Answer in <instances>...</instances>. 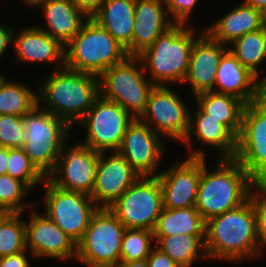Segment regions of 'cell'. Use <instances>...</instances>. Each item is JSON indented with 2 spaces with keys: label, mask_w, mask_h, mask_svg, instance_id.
I'll return each instance as SVG.
<instances>
[{
  "label": "cell",
  "mask_w": 266,
  "mask_h": 267,
  "mask_svg": "<svg viewBox=\"0 0 266 267\" xmlns=\"http://www.w3.org/2000/svg\"><path fill=\"white\" fill-rule=\"evenodd\" d=\"M252 187L266 190V163L251 177Z\"/></svg>",
  "instance_id": "obj_44"
},
{
  "label": "cell",
  "mask_w": 266,
  "mask_h": 267,
  "mask_svg": "<svg viewBox=\"0 0 266 267\" xmlns=\"http://www.w3.org/2000/svg\"><path fill=\"white\" fill-rule=\"evenodd\" d=\"M265 14L242 3L214 22L205 31L213 40L224 45L233 43L241 36L264 28Z\"/></svg>",
  "instance_id": "obj_23"
},
{
  "label": "cell",
  "mask_w": 266,
  "mask_h": 267,
  "mask_svg": "<svg viewBox=\"0 0 266 267\" xmlns=\"http://www.w3.org/2000/svg\"><path fill=\"white\" fill-rule=\"evenodd\" d=\"M151 240H155L153 231L126 229L121 243L120 262L147 259L153 249Z\"/></svg>",
  "instance_id": "obj_32"
},
{
  "label": "cell",
  "mask_w": 266,
  "mask_h": 267,
  "mask_svg": "<svg viewBox=\"0 0 266 267\" xmlns=\"http://www.w3.org/2000/svg\"><path fill=\"white\" fill-rule=\"evenodd\" d=\"M133 120L118 103L100 95L77 123L87 130L86 140L81 143L98 152L117 151L127 126Z\"/></svg>",
  "instance_id": "obj_11"
},
{
  "label": "cell",
  "mask_w": 266,
  "mask_h": 267,
  "mask_svg": "<svg viewBox=\"0 0 266 267\" xmlns=\"http://www.w3.org/2000/svg\"><path fill=\"white\" fill-rule=\"evenodd\" d=\"M255 103L266 113V84L260 88Z\"/></svg>",
  "instance_id": "obj_46"
},
{
  "label": "cell",
  "mask_w": 266,
  "mask_h": 267,
  "mask_svg": "<svg viewBox=\"0 0 266 267\" xmlns=\"http://www.w3.org/2000/svg\"><path fill=\"white\" fill-rule=\"evenodd\" d=\"M6 174L21 180L30 189L46 180V176L35 166L22 148H8Z\"/></svg>",
  "instance_id": "obj_33"
},
{
  "label": "cell",
  "mask_w": 266,
  "mask_h": 267,
  "mask_svg": "<svg viewBox=\"0 0 266 267\" xmlns=\"http://www.w3.org/2000/svg\"><path fill=\"white\" fill-rule=\"evenodd\" d=\"M163 5L164 0H135L132 56H138L150 47L174 24L171 18H166L169 16Z\"/></svg>",
  "instance_id": "obj_21"
},
{
  "label": "cell",
  "mask_w": 266,
  "mask_h": 267,
  "mask_svg": "<svg viewBox=\"0 0 266 267\" xmlns=\"http://www.w3.org/2000/svg\"><path fill=\"white\" fill-rule=\"evenodd\" d=\"M194 29L185 24L174 23L138 55L144 70H149V80L154 85L183 83L189 69L192 45L200 36L194 33Z\"/></svg>",
  "instance_id": "obj_4"
},
{
  "label": "cell",
  "mask_w": 266,
  "mask_h": 267,
  "mask_svg": "<svg viewBox=\"0 0 266 267\" xmlns=\"http://www.w3.org/2000/svg\"><path fill=\"white\" fill-rule=\"evenodd\" d=\"M197 108L194 118L190 113L189 129L182 141L190 152L188 157L206 158L202 150H192L190 137L193 134L198 141L218 148L219 159H234L237 151V137L219 120L210 118V115L204 113L198 106Z\"/></svg>",
  "instance_id": "obj_19"
},
{
  "label": "cell",
  "mask_w": 266,
  "mask_h": 267,
  "mask_svg": "<svg viewBox=\"0 0 266 267\" xmlns=\"http://www.w3.org/2000/svg\"><path fill=\"white\" fill-rule=\"evenodd\" d=\"M228 46L213 40L204 30L194 41L189 69L184 83H188L194 96L215 89L217 68Z\"/></svg>",
  "instance_id": "obj_18"
},
{
  "label": "cell",
  "mask_w": 266,
  "mask_h": 267,
  "mask_svg": "<svg viewBox=\"0 0 266 267\" xmlns=\"http://www.w3.org/2000/svg\"><path fill=\"white\" fill-rule=\"evenodd\" d=\"M264 84H266V76L258 79L228 49L217 68L213 91L234 95L246 104H251L255 103L258 92Z\"/></svg>",
  "instance_id": "obj_20"
},
{
  "label": "cell",
  "mask_w": 266,
  "mask_h": 267,
  "mask_svg": "<svg viewBox=\"0 0 266 267\" xmlns=\"http://www.w3.org/2000/svg\"><path fill=\"white\" fill-rule=\"evenodd\" d=\"M47 27L41 28L66 46L86 22L83 14L71 0H49L40 4Z\"/></svg>",
  "instance_id": "obj_24"
},
{
  "label": "cell",
  "mask_w": 266,
  "mask_h": 267,
  "mask_svg": "<svg viewBox=\"0 0 266 267\" xmlns=\"http://www.w3.org/2000/svg\"><path fill=\"white\" fill-rule=\"evenodd\" d=\"M146 260L148 267H180L156 246L152 249Z\"/></svg>",
  "instance_id": "obj_40"
},
{
  "label": "cell",
  "mask_w": 266,
  "mask_h": 267,
  "mask_svg": "<svg viewBox=\"0 0 266 267\" xmlns=\"http://www.w3.org/2000/svg\"><path fill=\"white\" fill-rule=\"evenodd\" d=\"M37 104V92L25 84L5 79L0 85V115L24 117Z\"/></svg>",
  "instance_id": "obj_30"
},
{
  "label": "cell",
  "mask_w": 266,
  "mask_h": 267,
  "mask_svg": "<svg viewBox=\"0 0 266 267\" xmlns=\"http://www.w3.org/2000/svg\"><path fill=\"white\" fill-rule=\"evenodd\" d=\"M62 146L54 169L46 176V179L54 186L64 190L92 194L94 189L96 172L100 152L87 147L83 143H77L72 147Z\"/></svg>",
  "instance_id": "obj_13"
},
{
  "label": "cell",
  "mask_w": 266,
  "mask_h": 267,
  "mask_svg": "<svg viewBox=\"0 0 266 267\" xmlns=\"http://www.w3.org/2000/svg\"><path fill=\"white\" fill-rule=\"evenodd\" d=\"M27 4V6H39L41 3L49 1V0H22Z\"/></svg>",
  "instance_id": "obj_49"
},
{
  "label": "cell",
  "mask_w": 266,
  "mask_h": 267,
  "mask_svg": "<svg viewBox=\"0 0 266 267\" xmlns=\"http://www.w3.org/2000/svg\"><path fill=\"white\" fill-rule=\"evenodd\" d=\"M29 190L21 180L9 174L0 175V209L8 213H23L24 209L32 208V204L23 203Z\"/></svg>",
  "instance_id": "obj_34"
},
{
  "label": "cell",
  "mask_w": 266,
  "mask_h": 267,
  "mask_svg": "<svg viewBox=\"0 0 266 267\" xmlns=\"http://www.w3.org/2000/svg\"><path fill=\"white\" fill-rule=\"evenodd\" d=\"M31 212L29 223H25L27 250L40 258L66 260L76 257V243L45 214Z\"/></svg>",
  "instance_id": "obj_17"
},
{
  "label": "cell",
  "mask_w": 266,
  "mask_h": 267,
  "mask_svg": "<svg viewBox=\"0 0 266 267\" xmlns=\"http://www.w3.org/2000/svg\"><path fill=\"white\" fill-rule=\"evenodd\" d=\"M197 106L210 118L219 120L237 138L242 127V116L246 103L231 94L207 91L194 96Z\"/></svg>",
  "instance_id": "obj_26"
},
{
  "label": "cell",
  "mask_w": 266,
  "mask_h": 267,
  "mask_svg": "<svg viewBox=\"0 0 266 267\" xmlns=\"http://www.w3.org/2000/svg\"><path fill=\"white\" fill-rule=\"evenodd\" d=\"M144 72L138 56H127L99 76L100 95L118 103L134 119L140 118L155 86L144 76Z\"/></svg>",
  "instance_id": "obj_7"
},
{
  "label": "cell",
  "mask_w": 266,
  "mask_h": 267,
  "mask_svg": "<svg viewBox=\"0 0 266 267\" xmlns=\"http://www.w3.org/2000/svg\"><path fill=\"white\" fill-rule=\"evenodd\" d=\"M250 197L256 213L257 238L261 256L263 252L261 248L266 246V190L253 188Z\"/></svg>",
  "instance_id": "obj_38"
},
{
  "label": "cell",
  "mask_w": 266,
  "mask_h": 267,
  "mask_svg": "<svg viewBox=\"0 0 266 267\" xmlns=\"http://www.w3.org/2000/svg\"><path fill=\"white\" fill-rule=\"evenodd\" d=\"M127 56L126 49L91 18L65 46V67L100 76Z\"/></svg>",
  "instance_id": "obj_5"
},
{
  "label": "cell",
  "mask_w": 266,
  "mask_h": 267,
  "mask_svg": "<svg viewBox=\"0 0 266 267\" xmlns=\"http://www.w3.org/2000/svg\"><path fill=\"white\" fill-rule=\"evenodd\" d=\"M237 139H266V113L256 104H246Z\"/></svg>",
  "instance_id": "obj_36"
},
{
  "label": "cell",
  "mask_w": 266,
  "mask_h": 267,
  "mask_svg": "<svg viewBox=\"0 0 266 267\" xmlns=\"http://www.w3.org/2000/svg\"><path fill=\"white\" fill-rule=\"evenodd\" d=\"M135 0H105L92 18L107 30L132 56Z\"/></svg>",
  "instance_id": "obj_25"
},
{
  "label": "cell",
  "mask_w": 266,
  "mask_h": 267,
  "mask_svg": "<svg viewBox=\"0 0 266 267\" xmlns=\"http://www.w3.org/2000/svg\"><path fill=\"white\" fill-rule=\"evenodd\" d=\"M25 137L23 117L0 115V146L22 148Z\"/></svg>",
  "instance_id": "obj_37"
},
{
  "label": "cell",
  "mask_w": 266,
  "mask_h": 267,
  "mask_svg": "<svg viewBox=\"0 0 266 267\" xmlns=\"http://www.w3.org/2000/svg\"><path fill=\"white\" fill-rule=\"evenodd\" d=\"M163 208L157 176H140L109 209L126 229L153 231Z\"/></svg>",
  "instance_id": "obj_9"
},
{
  "label": "cell",
  "mask_w": 266,
  "mask_h": 267,
  "mask_svg": "<svg viewBox=\"0 0 266 267\" xmlns=\"http://www.w3.org/2000/svg\"><path fill=\"white\" fill-rule=\"evenodd\" d=\"M205 251L207 259L231 262L259 256L256 213L250 196L240 206L206 222Z\"/></svg>",
  "instance_id": "obj_1"
},
{
  "label": "cell",
  "mask_w": 266,
  "mask_h": 267,
  "mask_svg": "<svg viewBox=\"0 0 266 267\" xmlns=\"http://www.w3.org/2000/svg\"><path fill=\"white\" fill-rule=\"evenodd\" d=\"M264 27L266 28V16H265V22H264Z\"/></svg>",
  "instance_id": "obj_53"
},
{
  "label": "cell",
  "mask_w": 266,
  "mask_h": 267,
  "mask_svg": "<svg viewBox=\"0 0 266 267\" xmlns=\"http://www.w3.org/2000/svg\"><path fill=\"white\" fill-rule=\"evenodd\" d=\"M178 96L166 85H155L139 119L155 133L182 142L189 129L190 109Z\"/></svg>",
  "instance_id": "obj_12"
},
{
  "label": "cell",
  "mask_w": 266,
  "mask_h": 267,
  "mask_svg": "<svg viewBox=\"0 0 266 267\" xmlns=\"http://www.w3.org/2000/svg\"><path fill=\"white\" fill-rule=\"evenodd\" d=\"M6 78L3 76V75H0V85L3 83V81L5 80Z\"/></svg>",
  "instance_id": "obj_52"
},
{
  "label": "cell",
  "mask_w": 266,
  "mask_h": 267,
  "mask_svg": "<svg viewBox=\"0 0 266 267\" xmlns=\"http://www.w3.org/2000/svg\"><path fill=\"white\" fill-rule=\"evenodd\" d=\"M23 122L26 137L22 149L47 176L54 169L72 127L38 104L23 117Z\"/></svg>",
  "instance_id": "obj_6"
},
{
  "label": "cell",
  "mask_w": 266,
  "mask_h": 267,
  "mask_svg": "<svg viewBox=\"0 0 266 267\" xmlns=\"http://www.w3.org/2000/svg\"><path fill=\"white\" fill-rule=\"evenodd\" d=\"M117 267H148L147 260H135L128 262H119Z\"/></svg>",
  "instance_id": "obj_48"
},
{
  "label": "cell",
  "mask_w": 266,
  "mask_h": 267,
  "mask_svg": "<svg viewBox=\"0 0 266 267\" xmlns=\"http://www.w3.org/2000/svg\"><path fill=\"white\" fill-rule=\"evenodd\" d=\"M231 52L258 79L259 66L266 60V28L249 32L231 43Z\"/></svg>",
  "instance_id": "obj_29"
},
{
  "label": "cell",
  "mask_w": 266,
  "mask_h": 267,
  "mask_svg": "<svg viewBox=\"0 0 266 267\" xmlns=\"http://www.w3.org/2000/svg\"><path fill=\"white\" fill-rule=\"evenodd\" d=\"M206 167L205 158H201V177L195 207L207 222L244 203L253 187L248 172L236 159H219L213 171Z\"/></svg>",
  "instance_id": "obj_3"
},
{
  "label": "cell",
  "mask_w": 266,
  "mask_h": 267,
  "mask_svg": "<svg viewBox=\"0 0 266 267\" xmlns=\"http://www.w3.org/2000/svg\"><path fill=\"white\" fill-rule=\"evenodd\" d=\"M199 0H164L167 14L170 13L175 24H185ZM187 20V21H186Z\"/></svg>",
  "instance_id": "obj_39"
},
{
  "label": "cell",
  "mask_w": 266,
  "mask_h": 267,
  "mask_svg": "<svg viewBox=\"0 0 266 267\" xmlns=\"http://www.w3.org/2000/svg\"><path fill=\"white\" fill-rule=\"evenodd\" d=\"M180 163V164H179ZM162 188L163 208L196 206L201 177V158L188 157L157 175Z\"/></svg>",
  "instance_id": "obj_16"
},
{
  "label": "cell",
  "mask_w": 266,
  "mask_h": 267,
  "mask_svg": "<svg viewBox=\"0 0 266 267\" xmlns=\"http://www.w3.org/2000/svg\"><path fill=\"white\" fill-rule=\"evenodd\" d=\"M234 159L252 177L266 163V139H237Z\"/></svg>",
  "instance_id": "obj_35"
},
{
  "label": "cell",
  "mask_w": 266,
  "mask_h": 267,
  "mask_svg": "<svg viewBox=\"0 0 266 267\" xmlns=\"http://www.w3.org/2000/svg\"><path fill=\"white\" fill-rule=\"evenodd\" d=\"M162 139L149 125L136 118L127 126L117 152L140 176H157L158 164L165 151Z\"/></svg>",
  "instance_id": "obj_14"
},
{
  "label": "cell",
  "mask_w": 266,
  "mask_h": 267,
  "mask_svg": "<svg viewBox=\"0 0 266 267\" xmlns=\"http://www.w3.org/2000/svg\"><path fill=\"white\" fill-rule=\"evenodd\" d=\"M8 214V212L0 209V221Z\"/></svg>",
  "instance_id": "obj_51"
},
{
  "label": "cell",
  "mask_w": 266,
  "mask_h": 267,
  "mask_svg": "<svg viewBox=\"0 0 266 267\" xmlns=\"http://www.w3.org/2000/svg\"><path fill=\"white\" fill-rule=\"evenodd\" d=\"M13 37L17 62H52L55 70L65 67V46L38 26L24 28Z\"/></svg>",
  "instance_id": "obj_22"
},
{
  "label": "cell",
  "mask_w": 266,
  "mask_h": 267,
  "mask_svg": "<svg viewBox=\"0 0 266 267\" xmlns=\"http://www.w3.org/2000/svg\"><path fill=\"white\" fill-rule=\"evenodd\" d=\"M100 152L96 180L90 195L99 208H109L140 177L117 151ZM106 157V159H105Z\"/></svg>",
  "instance_id": "obj_15"
},
{
  "label": "cell",
  "mask_w": 266,
  "mask_h": 267,
  "mask_svg": "<svg viewBox=\"0 0 266 267\" xmlns=\"http://www.w3.org/2000/svg\"><path fill=\"white\" fill-rule=\"evenodd\" d=\"M245 4L266 13V0H244Z\"/></svg>",
  "instance_id": "obj_47"
},
{
  "label": "cell",
  "mask_w": 266,
  "mask_h": 267,
  "mask_svg": "<svg viewBox=\"0 0 266 267\" xmlns=\"http://www.w3.org/2000/svg\"><path fill=\"white\" fill-rule=\"evenodd\" d=\"M22 213H8L0 221V258L27 251L26 224Z\"/></svg>",
  "instance_id": "obj_31"
},
{
  "label": "cell",
  "mask_w": 266,
  "mask_h": 267,
  "mask_svg": "<svg viewBox=\"0 0 266 267\" xmlns=\"http://www.w3.org/2000/svg\"><path fill=\"white\" fill-rule=\"evenodd\" d=\"M8 163V148L0 146V175L6 174Z\"/></svg>",
  "instance_id": "obj_45"
},
{
  "label": "cell",
  "mask_w": 266,
  "mask_h": 267,
  "mask_svg": "<svg viewBox=\"0 0 266 267\" xmlns=\"http://www.w3.org/2000/svg\"><path fill=\"white\" fill-rule=\"evenodd\" d=\"M43 183L45 215L77 244L99 207L88 194L64 190L47 179Z\"/></svg>",
  "instance_id": "obj_10"
},
{
  "label": "cell",
  "mask_w": 266,
  "mask_h": 267,
  "mask_svg": "<svg viewBox=\"0 0 266 267\" xmlns=\"http://www.w3.org/2000/svg\"><path fill=\"white\" fill-rule=\"evenodd\" d=\"M14 30L6 28L3 24H0V57L6 53V48L10 46L9 43H13Z\"/></svg>",
  "instance_id": "obj_43"
},
{
  "label": "cell",
  "mask_w": 266,
  "mask_h": 267,
  "mask_svg": "<svg viewBox=\"0 0 266 267\" xmlns=\"http://www.w3.org/2000/svg\"><path fill=\"white\" fill-rule=\"evenodd\" d=\"M76 7L87 16L93 18L100 10L105 0H71Z\"/></svg>",
  "instance_id": "obj_41"
},
{
  "label": "cell",
  "mask_w": 266,
  "mask_h": 267,
  "mask_svg": "<svg viewBox=\"0 0 266 267\" xmlns=\"http://www.w3.org/2000/svg\"><path fill=\"white\" fill-rule=\"evenodd\" d=\"M155 246L168 255L180 267H191L199 259H206L205 237L195 235L154 236ZM201 250V252L199 251ZM203 251V252H202ZM199 252L201 253L199 256ZM202 257V258H201Z\"/></svg>",
  "instance_id": "obj_28"
},
{
  "label": "cell",
  "mask_w": 266,
  "mask_h": 267,
  "mask_svg": "<svg viewBox=\"0 0 266 267\" xmlns=\"http://www.w3.org/2000/svg\"><path fill=\"white\" fill-rule=\"evenodd\" d=\"M89 267H117V264H95Z\"/></svg>",
  "instance_id": "obj_50"
},
{
  "label": "cell",
  "mask_w": 266,
  "mask_h": 267,
  "mask_svg": "<svg viewBox=\"0 0 266 267\" xmlns=\"http://www.w3.org/2000/svg\"><path fill=\"white\" fill-rule=\"evenodd\" d=\"M154 236L195 235L206 236V221L199 214L197 208H162Z\"/></svg>",
  "instance_id": "obj_27"
},
{
  "label": "cell",
  "mask_w": 266,
  "mask_h": 267,
  "mask_svg": "<svg viewBox=\"0 0 266 267\" xmlns=\"http://www.w3.org/2000/svg\"><path fill=\"white\" fill-rule=\"evenodd\" d=\"M25 253L27 252L23 251L18 254L1 257L0 267H30Z\"/></svg>",
  "instance_id": "obj_42"
},
{
  "label": "cell",
  "mask_w": 266,
  "mask_h": 267,
  "mask_svg": "<svg viewBox=\"0 0 266 267\" xmlns=\"http://www.w3.org/2000/svg\"><path fill=\"white\" fill-rule=\"evenodd\" d=\"M42 83L37 93L38 105L71 127L86 115L100 96L99 76L67 67L55 70Z\"/></svg>",
  "instance_id": "obj_2"
},
{
  "label": "cell",
  "mask_w": 266,
  "mask_h": 267,
  "mask_svg": "<svg viewBox=\"0 0 266 267\" xmlns=\"http://www.w3.org/2000/svg\"><path fill=\"white\" fill-rule=\"evenodd\" d=\"M126 228L109 208H98L76 244V258L86 266L118 264Z\"/></svg>",
  "instance_id": "obj_8"
}]
</instances>
